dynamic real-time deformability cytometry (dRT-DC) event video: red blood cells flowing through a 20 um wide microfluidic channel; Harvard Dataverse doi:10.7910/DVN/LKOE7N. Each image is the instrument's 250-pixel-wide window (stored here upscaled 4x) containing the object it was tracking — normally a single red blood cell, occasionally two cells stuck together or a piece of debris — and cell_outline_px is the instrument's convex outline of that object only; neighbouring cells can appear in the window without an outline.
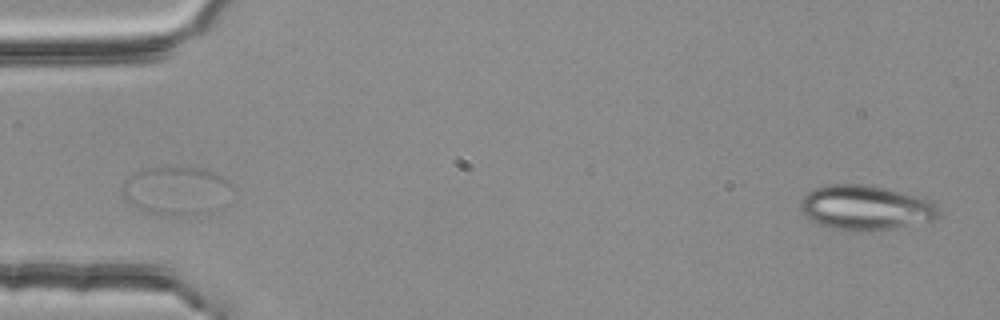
{"species": "common noctule bat (a hibernating species)", "species_latin": "Nyctalus noctula", "temperature_condition": "room temperature", "stored_images_in_passage": 2, "segment_of_instrument_passage": [2, 2], "camera_frame_rate_fps": 3000, "um_per_image_px": 0.085, "animal": {"sex": "female", "body_mass_g": 25.1}, "frame": {"image": 1, "passage_image": 2, "time_ms": 0.333, "image_size_px": [1000, 320], "cell_outline_px": [[940, 212], [932, 220], [896, 228], [860, 232], [832, 228], [820, 224], [804, 216], [800, 212], [800, 200], [808, 192], [816, 188], [828, 184], [864, 184], [884, 188], [928, 200], [936, 204]], "centroid_in_image_um": [73.52, 17.66], "position_along_channel_um": 11.5, "area_um2": 35.78}}